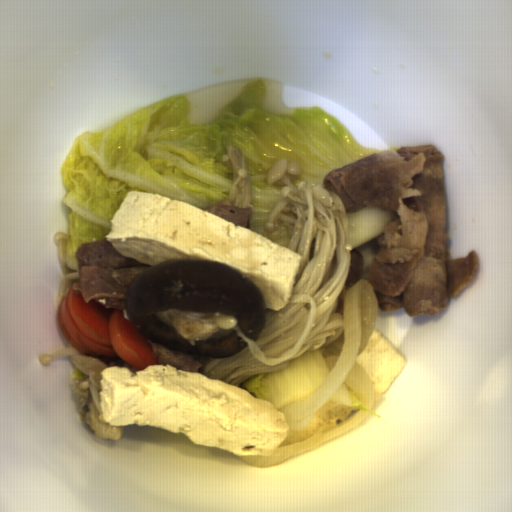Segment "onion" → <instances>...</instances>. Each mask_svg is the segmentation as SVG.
Listing matches in <instances>:
<instances>
[{"label": "onion", "mask_w": 512, "mask_h": 512, "mask_svg": "<svg viewBox=\"0 0 512 512\" xmlns=\"http://www.w3.org/2000/svg\"><path fill=\"white\" fill-rule=\"evenodd\" d=\"M378 310L379 300L368 279L361 278L345 292L342 303L344 340L332 370L304 400L278 409L283 412L290 432L301 431L313 420L317 411L329 402L352 407L353 399L345 384L370 410L383 401V395L374 389L375 383L356 362L374 333Z\"/></svg>", "instance_id": "06740285"}, {"label": "onion", "mask_w": 512, "mask_h": 512, "mask_svg": "<svg viewBox=\"0 0 512 512\" xmlns=\"http://www.w3.org/2000/svg\"><path fill=\"white\" fill-rule=\"evenodd\" d=\"M369 415V412L358 408L357 410L351 411L345 421L336 420L335 428L316 433L300 442L288 446H279L277 451L270 456H242L239 459L258 468H267L285 462L300 453L317 448L326 441L352 430Z\"/></svg>", "instance_id": "6bf65262"}]
</instances>
